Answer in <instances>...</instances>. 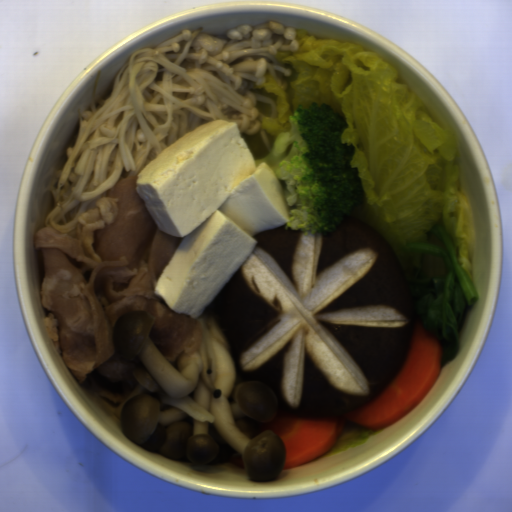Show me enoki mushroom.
Masks as SVG:
<instances>
[{
    "mask_svg": "<svg viewBox=\"0 0 512 512\" xmlns=\"http://www.w3.org/2000/svg\"><path fill=\"white\" fill-rule=\"evenodd\" d=\"M182 30L157 47L131 54L115 77L111 95L81 112L77 137L51 186L54 204L44 223L75 236L80 216L129 175H139L159 154L205 123H236L253 160L275 145L262 128L276 118L274 93L256 90L266 77L287 91L292 75L276 59L299 50L293 27L276 22L242 24L226 38Z\"/></svg>",
    "mask_w": 512,
    "mask_h": 512,
    "instance_id": "enoki-mushroom-1",
    "label": "enoki mushroom"
}]
</instances>
